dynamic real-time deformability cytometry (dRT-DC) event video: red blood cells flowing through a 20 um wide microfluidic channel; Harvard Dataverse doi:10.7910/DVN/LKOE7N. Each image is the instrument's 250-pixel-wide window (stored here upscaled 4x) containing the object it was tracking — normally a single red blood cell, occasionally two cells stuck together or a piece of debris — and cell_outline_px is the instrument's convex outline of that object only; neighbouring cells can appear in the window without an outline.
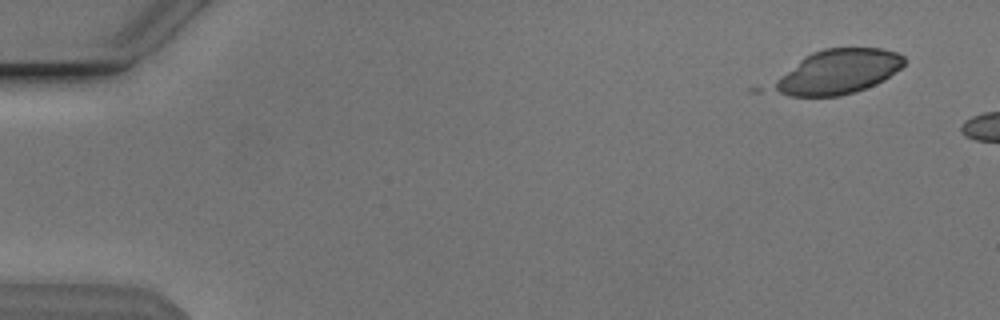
{"species": "Egyptian fruit bat (a non-hibernating species)", "species_latin": "Rousettus aegyptiacus", "temperature_condition": "cold", "stored_images_in_passage": 5, "camera_frame_rate_fps": 3000, "um_per_image_px": 0.085, "animal": {"sex": "male"}, "frame": {"image": 1, "passage_image": 2, "time_ms": 0.333, "image_size_px": [1000, 320], "cell_outline_px": [[904, 64], [900, 68], [884, 80], [864, 88], [840, 96], [788, 96], [768, 88], [780, 76], [804, 56], [812, 52], [824, 48], [880, 48], [896, 52], [904, 56]], "centroid_in_image_um": [71.21, 6.09], "position_along_channel_um": 13.8, "area_um2": 33.58}}